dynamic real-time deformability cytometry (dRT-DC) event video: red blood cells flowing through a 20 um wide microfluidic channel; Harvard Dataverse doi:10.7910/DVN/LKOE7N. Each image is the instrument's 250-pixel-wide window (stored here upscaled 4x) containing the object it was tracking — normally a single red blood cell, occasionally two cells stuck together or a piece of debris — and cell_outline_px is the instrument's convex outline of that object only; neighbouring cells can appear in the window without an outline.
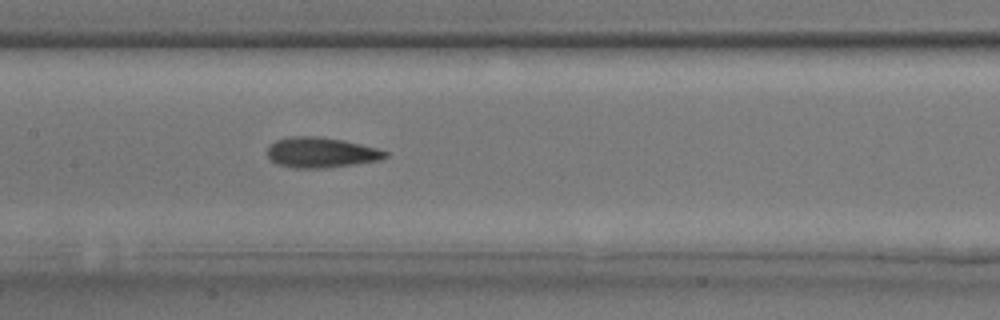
{"species": "common noctule bat (a hibernating species)", "species_latin": "Nyctalus noctula", "temperature_condition": "room temperature", "stored_images_in_passage": 31, "camera_frame_rate_fps": 3000, "um_per_image_px": 0.085, "animal": {"sex": "male", "body_mass_g": 17.9, "forearm_length_mm": 54.2}, "frame": {"image": 1, "passage_image": 18, "time_ms": 5.667, "image_size_px": [1000, 320], "cell_outline_px": [[388, 156], [380, 160], [324, 168], [296, 168], [276, 164], [268, 156], [268, 148], [276, 140], [292, 136], [316, 136], [340, 140], [360, 144], [376, 148], [388, 152]], "centroid_in_image_um": [27.28, 12.97], "position_along_channel_um": 180.1, "area_um2": 20.52}}